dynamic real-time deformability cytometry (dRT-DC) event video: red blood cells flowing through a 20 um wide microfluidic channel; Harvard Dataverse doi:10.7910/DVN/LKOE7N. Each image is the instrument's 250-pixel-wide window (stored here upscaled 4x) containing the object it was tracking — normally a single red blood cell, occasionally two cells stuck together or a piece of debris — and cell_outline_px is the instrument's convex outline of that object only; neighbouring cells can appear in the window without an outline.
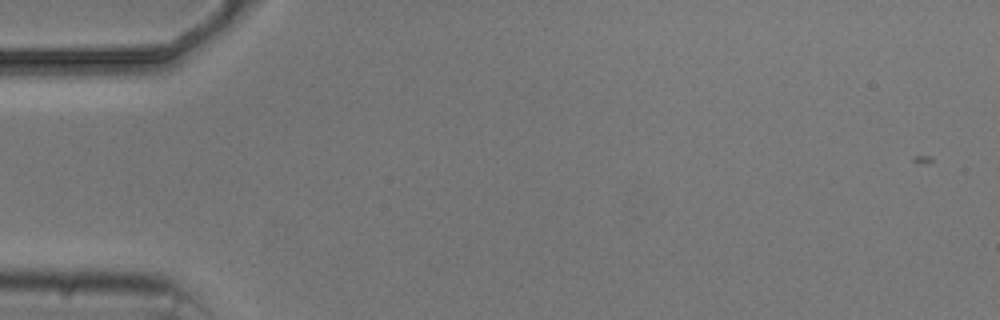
{"species": "common noctule bat (a hibernating species)", "species_latin": "Nyctalus noctula", "temperature_condition": "cold", "stored_images_in_passage": 2, "camera_frame_rate_fps": 3000, "um_per_image_px": 0.085, "animal": {"sex": "male", "body_mass_g": 20.5, "forearm_length_mm": 52.5}, "frame": {"image": 1, "passage_image": 1, "time_ms": 0.0, "image_size_px": [1000, 320], "cell_outline_px": [[160, 56], [156, 60], [112, 80], [72, 80], [68, 76], [60, 60], [88, 52], [152, 52]], "centroid_in_image_um": [8.96, 5.49], "position_along_channel_um": 76.0, "area_um2": 14.74}}